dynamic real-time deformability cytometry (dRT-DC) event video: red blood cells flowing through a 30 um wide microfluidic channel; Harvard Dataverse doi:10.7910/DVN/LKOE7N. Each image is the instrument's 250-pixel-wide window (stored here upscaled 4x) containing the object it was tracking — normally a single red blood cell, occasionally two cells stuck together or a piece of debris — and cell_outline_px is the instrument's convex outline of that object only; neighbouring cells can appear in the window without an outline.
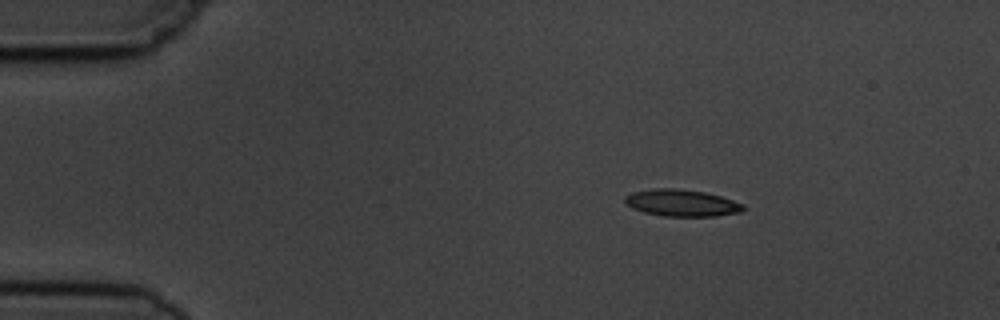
{"species": "common noctule bat (a hibernating species)", "species_latin": "Nyctalus noctula", "temperature_condition": "cold", "stored_images_in_passage": 3, "camera_frame_rate_fps": 3000, "um_per_image_px": 0.085, "animal": {"sex": "male", "body_mass_g": 19.5, "forearm_length_mm": 54.6}, "frame": {"image": 1, "passage_image": 1, "time_ms": 0.0, "image_size_px": [1000, 320], "cell_outline_px": [[744, 208], [740, 212], [716, 216], [664, 216], [644, 212], [632, 208], [624, 200], [624, 196], [632, 192], [652, 188], [676, 188], [704, 192], [720, 196], [744, 204]], "centroid_in_image_um": [57.92, 17.24], "position_along_channel_um": 27.1, "area_um2": 18.44}}